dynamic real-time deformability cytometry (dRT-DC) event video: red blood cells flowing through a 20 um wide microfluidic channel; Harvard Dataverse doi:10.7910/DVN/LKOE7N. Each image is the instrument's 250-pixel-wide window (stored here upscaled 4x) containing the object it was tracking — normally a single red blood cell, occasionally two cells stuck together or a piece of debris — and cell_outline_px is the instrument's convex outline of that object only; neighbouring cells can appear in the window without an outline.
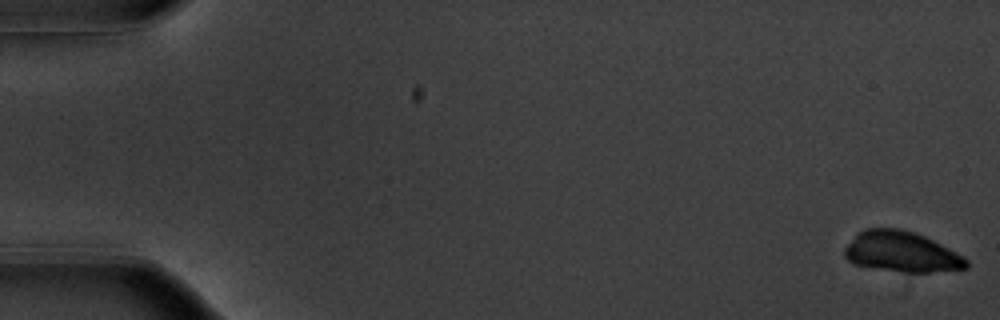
{"species": "common noctule bat (a hibernating species)", "species_latin": "Nyctalus noctula", "temperature_condition": "warm", "stored_images_in_passage": 55, "camera_frame_rate_fps": 3000, "um_per_image_px": 0.085, "animal": {"sex": "male", "body_mass_g": 20.1, "forearm_length_mm": 53.5}, "frame": {"image": 1, "passage_image": 1, "time_ms": 0.0, "image_size_px": [1000, 320], "cell_outline_px": [[968, 268], [928, 272], [904, 272], [852, 264], [844, 256], [844, 248], [856, 232], [864, 228], [900, 228], [924, 236], [964, 256], [968, 260]], "centroid_in_image_um": [76.59, 21.39], "position_along_channel_um": 8.4, "area_um2": 28.73}}
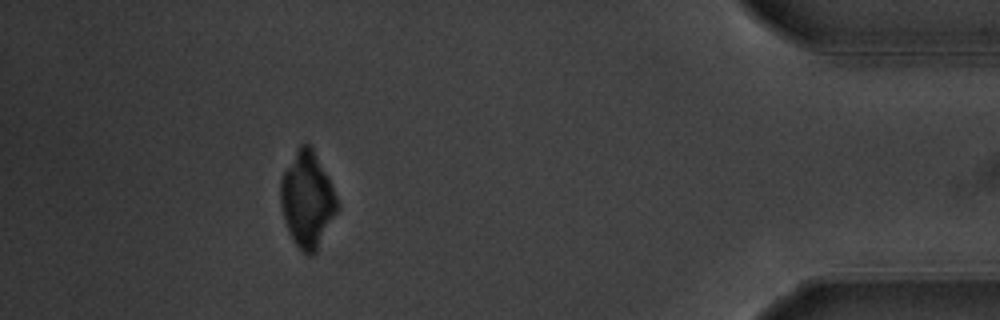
{"frame": {"image": 2, "passage_image": 50, "time_ms": 16.333, "image_size_px": [1000, 320], "cell_outline_px": [[340, 208], [316, 252], [312, 256], [308, 256], [292, 240], [288, 232], [284, 220], [280, 204], [280, 180], [284, 172], [300, 144], [308, 144], [312, 148], [328, 176], [340, 204]], "centroid_in_image_um": [26.13, 17.01], "position_along_channel_um": 409.1, "area_um2": 31.67}}